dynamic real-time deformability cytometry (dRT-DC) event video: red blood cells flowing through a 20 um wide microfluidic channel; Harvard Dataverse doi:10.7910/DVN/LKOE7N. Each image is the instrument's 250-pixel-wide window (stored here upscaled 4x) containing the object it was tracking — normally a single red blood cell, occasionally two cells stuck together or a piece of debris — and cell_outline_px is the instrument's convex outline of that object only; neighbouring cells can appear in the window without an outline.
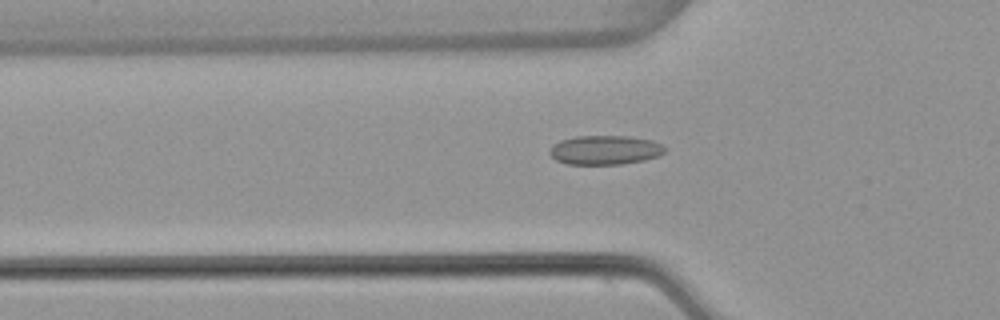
{"species": "common noctule bat (a hibernating species)", "species_latin": "Nyctalus noctula", "temperature_condition": "warm", "stored_images_in_passage": 42, "camera_frame_rate_fps": 3000, "um_per_image_px": 0.085, "animal": {"sex": "female", "body_mass_g": 22.7, "forearm_length_mm": 54.2}, "frame": {"image": 1, "passage_image": 7, "time_ms": 2.0, "image_size_px": [1000, 320], "cell_outline_px": [[668, 148], [664, 152], [656, 156], [644, 160], [620, 164], [568, 164], [556, 160], [548, 152], [548, 148], [552, 144], [560, 140], [576, 136], [628, 136], [652, 140]], "centroid_in_image_um": [51.39, 12.74], "position_along_channel_um": 74.4, "area_um2": 19.65}}
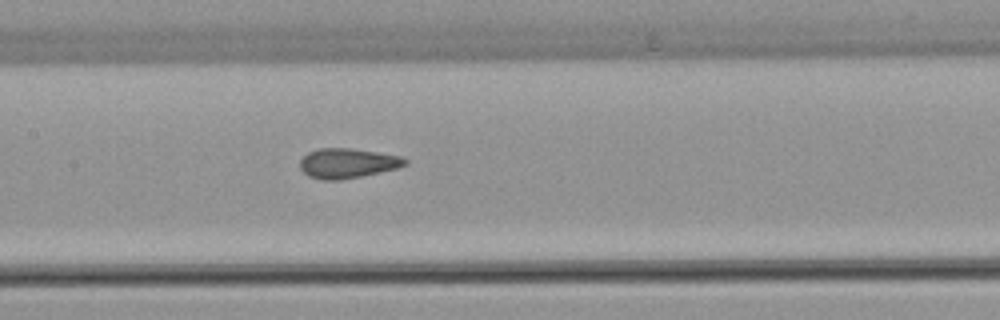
{"frame": {"image": 2, "passage_image": 15, "time_ms": 4.667, "image_size_px": [1000, 320], "cell_outline_px": [[408, 164], [396, 168], [380, 172], [340, 180], [320, 180], [308, 176], [300, 168], [300, 160], [308, 152], [316, 148], [352, 148], [400, 156], [408, 160]], "centroid_in_image_um": [29.51, 13.87], "position_along_channel_um": 177.9, "area_um2": 18.26}}
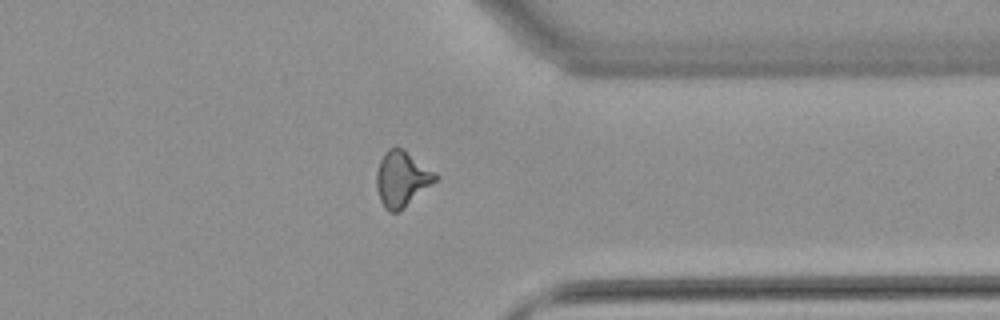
{"frame": {"image": 3, "passage_image": 31, "time_ms": 10.0, "image_size_px": [1000, 320], "cell_outline_px": [[440, 176], [436, 180], [404, 208], [396, 212], [388, 212], [384, 208], [380, 200], [376, 188], [376, 172], [380, 160], [384, 152], [388, 148], [404, 148], [436, 172]], "centroid_in_image_um": [34.15, 15.19], "position_along_channel_um": 377.3, "area_um2": 19.19}, "authors_computed_cell_mechanics": {"area_um2": 18.2648, "velocity_mm_per_s": 3.8411, "shape_relaxation_time_tau1_ms": null, "shape_relaxation_time_tau2_ms": 1.2535, "deformation_change_tau1": null, "deformation_change_tau2": 0.0847}}